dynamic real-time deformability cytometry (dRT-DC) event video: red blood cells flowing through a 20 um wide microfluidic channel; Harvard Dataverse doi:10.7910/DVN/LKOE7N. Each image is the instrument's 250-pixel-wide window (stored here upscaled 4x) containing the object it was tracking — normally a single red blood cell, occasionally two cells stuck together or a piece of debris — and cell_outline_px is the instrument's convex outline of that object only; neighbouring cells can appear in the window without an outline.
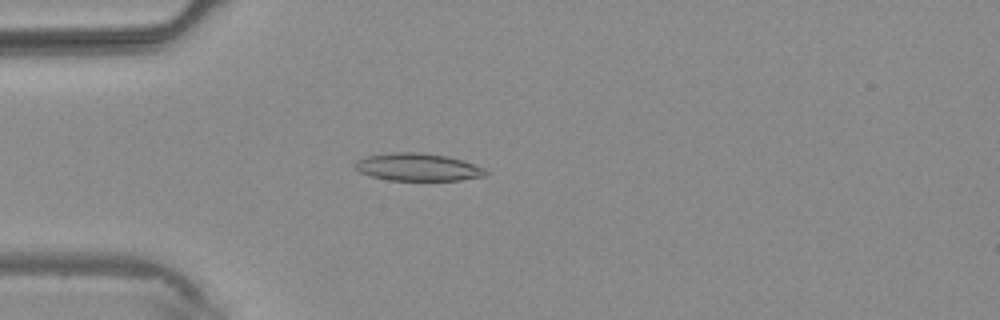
{"species": "common noctule bat (a hibernating species)", "species_latin": "Nyctalus noctula", "temperature_condition": "warm", "stored_images_in_passage": 1, "camera_frame_rate_fps": 3000, "um_per_image_px": 0.085, "animal": {"sex": "male", "body_mass_g": 20.4}, "frame": {"image": 1, "passage_image": 1, "time_ms": 0.0, "image_size_px": [1000, 320], "cell_outline_px": [[488, 172], [484, 176], [460, 180], [388, 180], [372, 176], [360, 172], [352, 164], [356, 160], [368, 156], [392, 152], [416, 152], [448, 156], [484, 168]], "centroid_in_image_um": [35.48, 14.2], "position_along_channel_um": 49.5, "area_um2": 20.81}}